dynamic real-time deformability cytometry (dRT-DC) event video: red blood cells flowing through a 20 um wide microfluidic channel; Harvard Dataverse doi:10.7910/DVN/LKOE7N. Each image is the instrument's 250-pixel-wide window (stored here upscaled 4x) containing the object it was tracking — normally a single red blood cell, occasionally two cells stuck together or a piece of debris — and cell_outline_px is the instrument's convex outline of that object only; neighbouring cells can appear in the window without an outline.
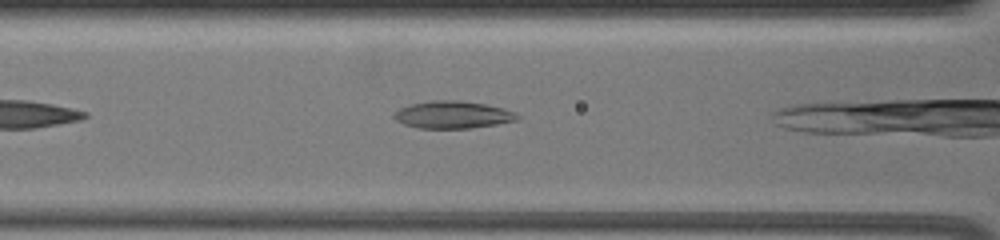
{"species": "common noctule bat (a hibernating species)", "species_latin": "Nyctalus noctula", "temperature_condition": "warm", "stored_images_in_passage": 28, "camera_frame_rate_fps": 3000, "um_per_image_px": 0.085, "animal": {"sex": "female", "body_mass_g": 19.5, "forearm_length_mm": 54.1}, "frame": {"image": 1, "passage_image": 3, "time_ms": 0.667, "image_size_px": [1000, 240], "cell_outline_px": [[520, 120], [472, 128], [416, 128], [404, 124], [396, 120], [392, 116], [400, 108], [412, 104], [432, 100], [460, 100], [488, 104], [504, 108], [516, 112], [520, 116]], "centroid_in_image_um": [38.54, 9.75], "position_along_channel_um": 128.1, "area_um2": 19.83}}
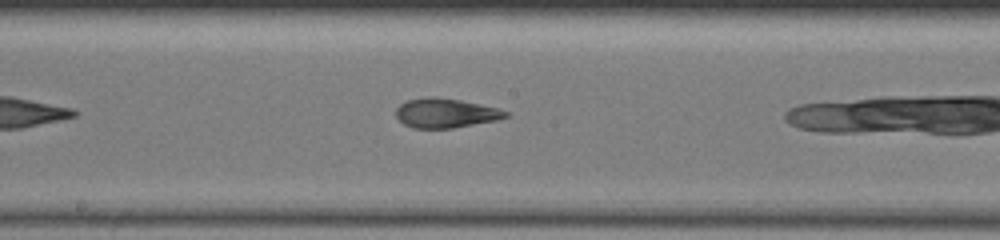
{"frame": {"image": 2, "passage_image": 10, "time_ms": 3.0, "image_size_px": [1000, 240], "cell_outline_px": [[508, 116], [496, 120], [452, 128], [412, 128], [404, 124], [396, 116], [396, 108], [400, 104], [408, 100], [428, 96], [436, 96], [460, 100], [480, 104], [496, 108], [508, 112]], "centroid_in_image_um": [37.84, 9.6], "position_along_channel_um": 210.4, "area_um2": 18.67}}
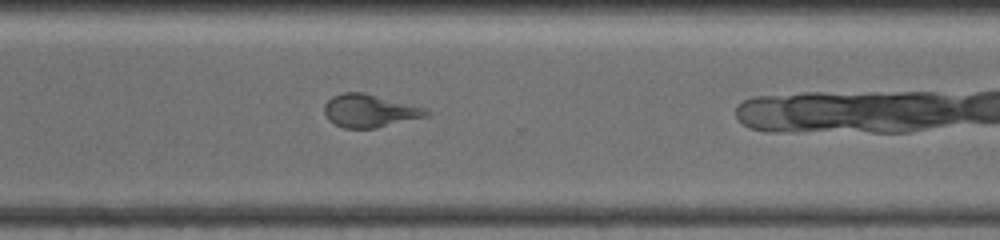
{"frame": {"image": 3, "passage_image": 21, "time_ms": 6.667, "image_size_px": [1000, 240], "cell_outline_px": [[432, 112], [428, 116], [376, 128], [344, 128], [328, 120], [324, 112], [324, 104], [332, 96], [344, 92], [364, 92], [428, 108]], "centroid_in_image_um": [31.45, 9.41], "position_along_channel_um": 339.2, "area_um2": 19.77}}